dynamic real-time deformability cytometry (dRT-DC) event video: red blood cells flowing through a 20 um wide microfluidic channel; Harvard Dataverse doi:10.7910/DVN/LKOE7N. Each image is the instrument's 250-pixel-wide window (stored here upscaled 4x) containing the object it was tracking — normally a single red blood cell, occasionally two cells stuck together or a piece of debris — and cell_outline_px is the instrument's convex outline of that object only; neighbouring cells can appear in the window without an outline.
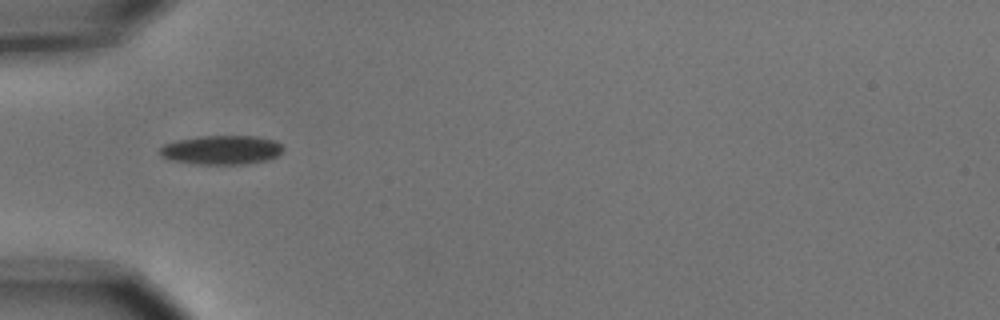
{"species": "common noctule bat (a hibernating species)", "species_latin": "Nyctalus noctula", "temperature_condition": "cold", "stored_images_in_passage": 19, "camera_frame_rate_fps": 3000, "um_per_image_px": 0.085, "animal": {"sex": "male", "body_mass_g": 15.6}, "frame": {"image": 1, "passage_image": 1, "time_ms": 0.0, "image_size_px": [1000, 320], "cell_outline_px": [[284, 148], [276, 156], [268, 160], [248, 164], [196, 164], [168, 160], [160, 156], [160, 148], [164, 144], [176, 140], [200, 136], [256, 136], [276, 140]], "centroid_in_image_um": [18.81, 12.75], "position_along_channel_um": 66.2, "area_um2": 21.1}}
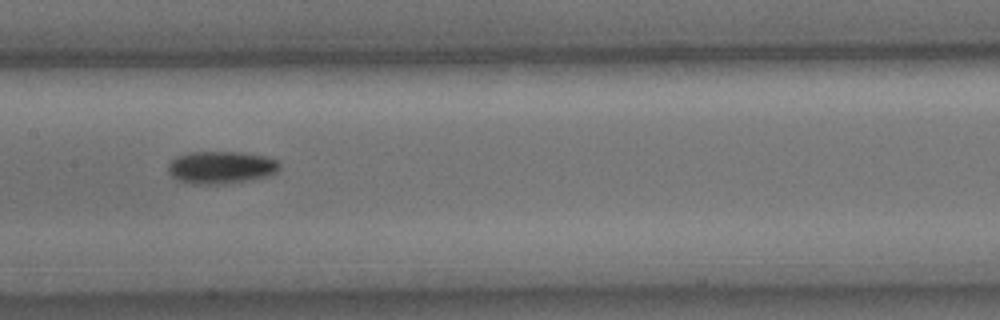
{"frame": {"image": 2, "passage_image": 11, "time_ms": 3.333, "image_size_px": [1000, 320], "cell_outline_px": [[280, 168], [276, 172], [268, 176], [248, 180], [224, 184], [192, 184], [176, 180], [168, 172], [168, 164], [176, 156], [192, 152], [240, 152], [268, 156], [280, 160]], "centroid_in_image_um": [18.81, 14.23], "position_along_channel_um": 188.6, "area_um2": 21.39}}
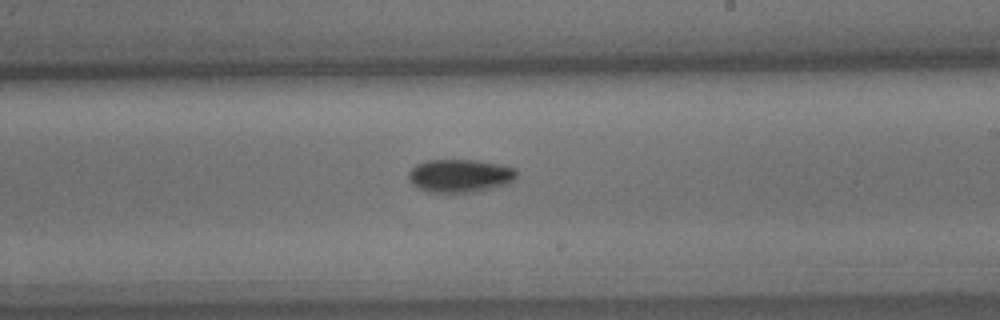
{"frame": {"image": 3, "passage_image": 16, "time_ms": 5.0, "image_size_px": [1000, 320], "cell_outline_px": [[516, 180], [508, 184], [476, 192], [432, 192], [420, 188], [412, 184], [408, 176], [408, 172], [416, 164], [424, 160], [476, 160], [500, 164], [516, 168]], "centroid_in_image_um": [39.13, 14.93], "position_along_channel_um": 249.9, "area_um2": 20.98}}